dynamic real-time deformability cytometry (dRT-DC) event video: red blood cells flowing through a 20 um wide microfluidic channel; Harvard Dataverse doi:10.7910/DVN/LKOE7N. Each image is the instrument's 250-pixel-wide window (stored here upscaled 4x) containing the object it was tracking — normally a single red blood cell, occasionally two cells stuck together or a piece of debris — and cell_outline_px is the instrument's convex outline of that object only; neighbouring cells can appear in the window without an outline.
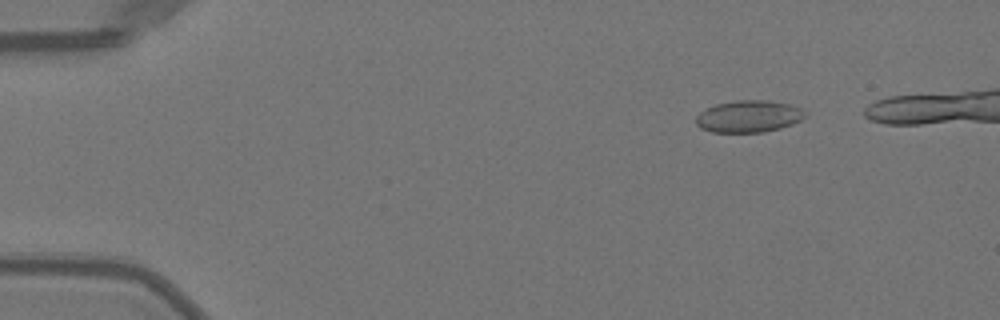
{"species": "Egyptian fruit bat (a non-hibernating species)", "species_latin": "Rousettus aegyptiacus", "temperature_condition": "warm", "stored_images_in_passage": 46, "camera_frame_rate_fps": 3000, "um_per_image_px": 0.085, "animal": {"sex": "female"}, "frame": {"image": 1, "passage_image": 7, "time_ms": 2.0, "image_size_px": [1000, 320], "cell_outline_px": [[808, 112], [800, 120], [792, 124], [780, 128], [764, 132], [712, 132], [700, 128], [696, 124], [696, 116], [700, 112], [716, 104], [736, 100], [768, 100], [792, 104]], "centroid_in_image_um": [63.65, 9.89], "position_along_channel_um": 21.3, "area_um2": 20.4}}
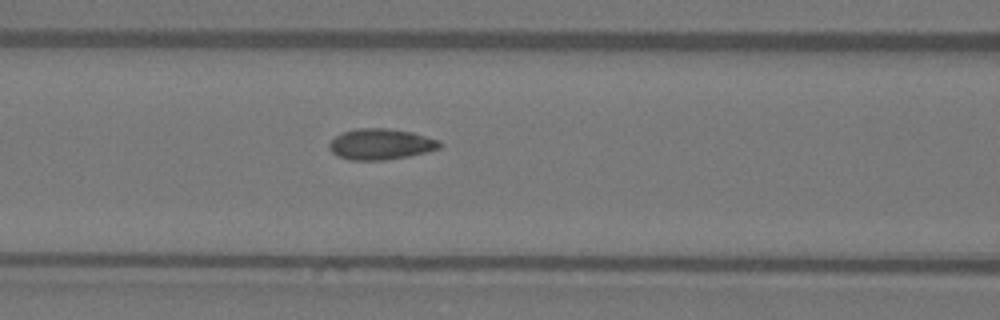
{"frame": {"image": 2, "passage_image": 22, "time_ms": 7.0, "image_size_px": [1000, 320], "cell_outline_px": [[444, 144], [440, 148], [428, 152], [388, 160], [348, 160], [336, 156], [328, 148], [328, 144], [336, 136], [344, 132], [356, 128], [388, 128], [412, 132], [440, 140]], "centroid_in_image_um": [32.38, 12.26], "position_along_channel_um": 134.2, "area_um2": 20.17}}
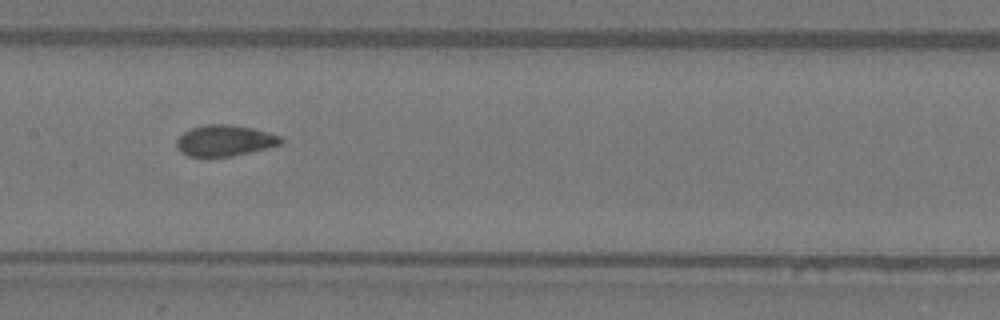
{"frame": {"image": 3, "passage_image": 26, "time_ms": 8.333, "image_size_px": [1000, 320], "cell_outline_px": [[284, 140], [280, 144], [268, 148], [232, 156], [188, 156], [180, 152], [176, 148], [176, 140], [184, 132], [192, 128], [204, 124], [232, 124], [252, 128], [268, 132], [280, 136]], "centroid_in_image_um": [19.09, 11.94], "position_along_channel_um": 188.3, "area_um2": 18.9}, "authors_computed_cell_mechanics": {"area_um2": 19.5075, "velocity_mm_per_s": 4.0483, "shape_relaxation_time_tau1_ms": 6.927, "shape_relaxation_time_tau2_ms": 0.6097, "deformation_change_tau1": 0.1819, "deformation_change_tau2": 0.047}}